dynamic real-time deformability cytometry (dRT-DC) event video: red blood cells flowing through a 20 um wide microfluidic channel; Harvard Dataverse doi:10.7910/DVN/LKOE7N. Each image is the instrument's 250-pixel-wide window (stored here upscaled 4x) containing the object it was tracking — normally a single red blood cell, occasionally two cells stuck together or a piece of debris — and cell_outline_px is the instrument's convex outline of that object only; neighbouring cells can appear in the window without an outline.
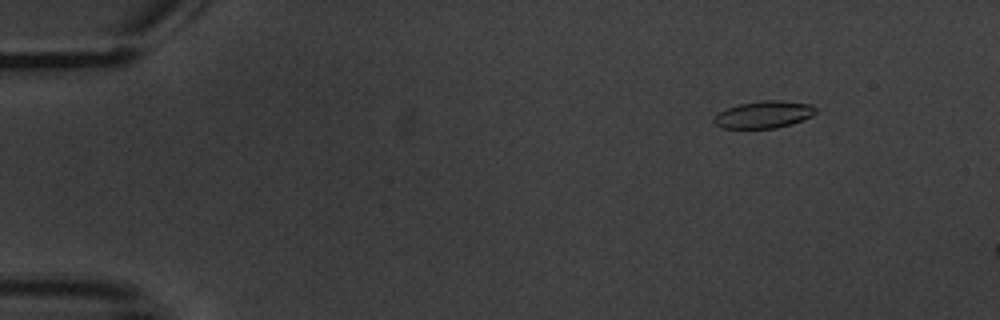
{"species": "common noctule bat (a hibernating species)", "species_latin": "Nyctalus noctula", "temperature_condition": "warm", "stored_images_in_passage": 4, "camera_frame_rate_fps": 3000, "um_per_image_px": 0.085, "animal": {"sex": "male", "body_mass_g": 20.1, "forearm_length_mm": 53.5}, "frame": {"image": 1, "passage_image": 2, "time_ms": 1.333, "image_size_px": [1000, 320], "cell_outline_px": [[816, 112], [812, 116], [776, 128], [720, 128], [712, 120], [720, 112], [728, 108], [740, 104], [764, 100], [780, 100], [812, 104], [816, 108]], "centroid_in_image_um": [64.93, 9.73], "position_along_channel_um": 20.1, "area_um2": 15.84}}